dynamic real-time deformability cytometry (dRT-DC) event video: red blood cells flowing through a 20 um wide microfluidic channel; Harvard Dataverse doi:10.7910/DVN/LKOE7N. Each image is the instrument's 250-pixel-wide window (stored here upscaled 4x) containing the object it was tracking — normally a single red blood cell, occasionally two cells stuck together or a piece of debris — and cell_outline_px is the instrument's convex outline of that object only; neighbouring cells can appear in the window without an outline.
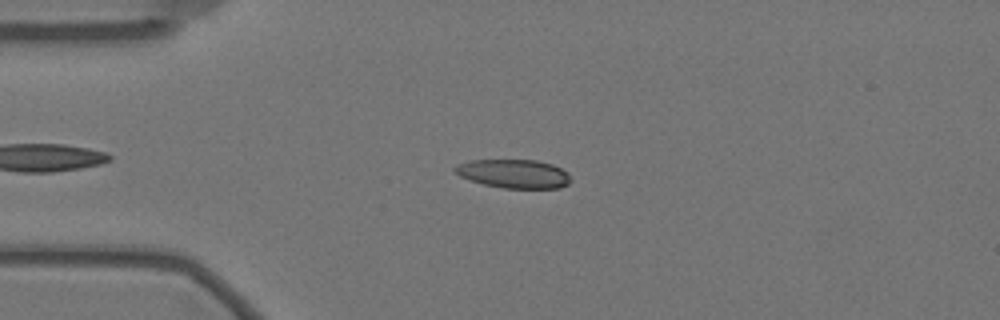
{"species": "Egyptian fruit bat (a non-hibernating species)", "species_latin": "Rousettus aegyptiacus", "temperature_condition": "warm", "stored_images_in_passage": 53, "camera_frame_rate_fps": 3000, "um_per_image_px": 0.085, "animal": {"sex": "female"}, "frame": {"image": 1, "passage_image": 13, "time_ms": 4.0, "image_size_px": [1000, 320], "cell_outline_px": [[572, 180], [568, 184], [560, 188], [504, 188], [484, 184], [460, 176], [452, 168], [456, 164], [472, 160], [536, 160], [552, 164], [568, 172]], "centroid_in_image_um": [43.7, 14.76], "position_along_channel_um": 41.3, "area_um2": 19.36}}
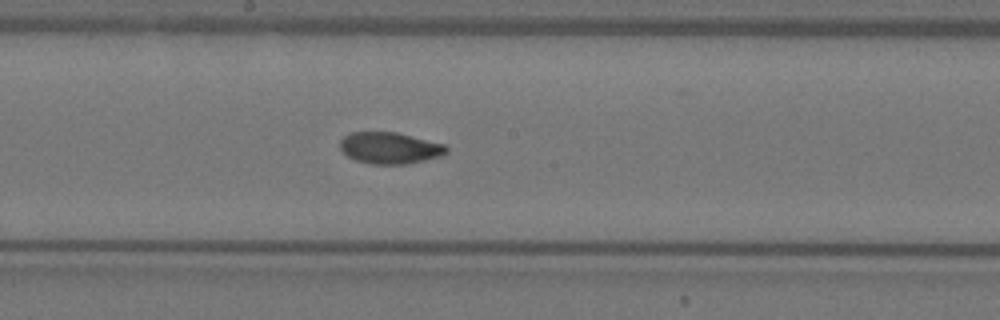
{"frame": {"image": 2, "passage_image": 30, "time_ms": 9.667, "image_size_px": [1000, 320], "cell_outline_px": [[448, 152], [444, 156], [404, 164], [372, 164], [356, 160], [348, 156], [340, 148], [340, 140], [348, 132], [396, 132], [444, 144], [448, 148]], "centroid_in_image_um": [33.14, 12.57], "position_along_channel_um": 215.1, "area_um2": 19.54}}
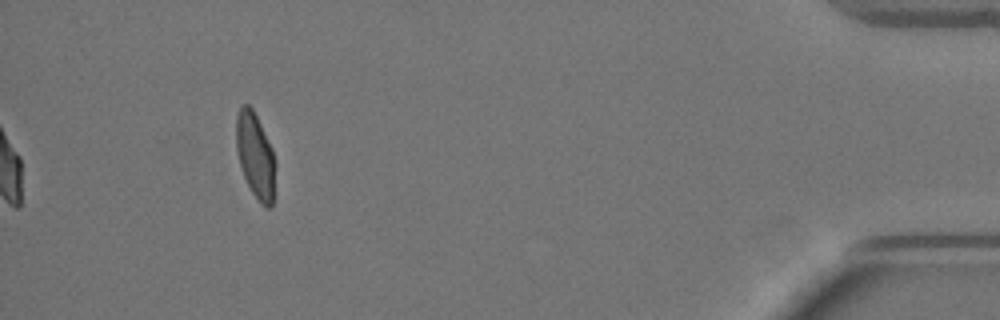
{"frame": {"image": 3, "passage_image": 53, "time_ms": 17.333, "image_size_px": [1000, 320], "cell_outline_px": [[276, 164], [272, 208], [264, 208], [260, 204], [252, 192], [244, 176], [240, 164], [236, 148], [236, 116], [240, 108], [244, 104], [248, 104], [252, 108], [272, 148], [276, 160]], "centroid_in_image_um": [21.72, 13.27], "position_along_channel_um": 413.5, "area_um2": 19.54}, "authors_computed_cell_mechanics": {"area_um2": 19.8832, "velocity_mm_per_s": 3.459, "shape_relaxation_time_tau1_ms": null, "shape_relaxation_time_tau2_ms": 1.5857, "deformation_change_tau1": null, "deformation_change_tau2": 0.0464}}